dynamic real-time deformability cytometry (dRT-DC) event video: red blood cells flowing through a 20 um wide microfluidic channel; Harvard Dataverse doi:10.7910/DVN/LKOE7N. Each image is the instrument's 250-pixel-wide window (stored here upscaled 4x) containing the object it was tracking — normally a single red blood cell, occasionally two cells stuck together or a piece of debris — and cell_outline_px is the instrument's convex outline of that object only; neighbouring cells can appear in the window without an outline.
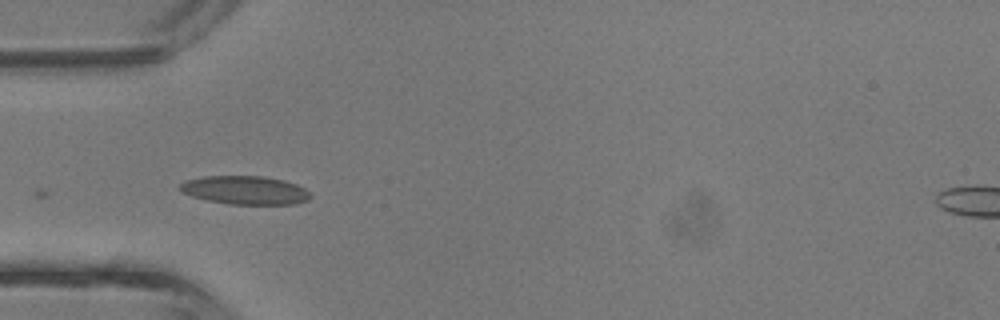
{"species": "common noctule bat (a hibernating species)", "species_latin": "Nyctalus noctula", "temperature_condition": "room temperature", "stored_images_in_passage": 3, "camera_frame_rate_fps": 3000, "um_per_image_px": 0.085, "animal": {"sex": "male", "body_mass_g": 13.3}, "frame": {"image": 1, "passage_image": 3, "time_ms": 0.667, "image_size_px": [1000, 320], "cell_outline_px": [[312, 196], [308, 200], [296, 204], [228, 204], [208, 200], [192, 196], [176, 188], [184, 180], [204, 176], [264, 176], [284, 180], [296, 184], [312, 192]], "centroid_in_image_um": [20.85, 16.16], "position_along_channel_um": 64.1, "area_um2": 21.85}}